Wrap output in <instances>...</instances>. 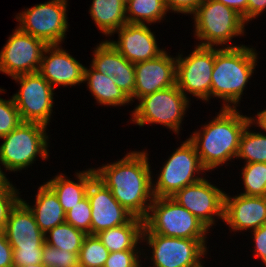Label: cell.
Here are the masks:
<instances>
[{
    "label": "cell",
    "instance_id": "1",
    "mask_svg": "<svg viewBox=\"0 0 266 267\" xmlns=\"http://www.w3.org/2000/svg\"><path fill=\"white\" fill-rule=\"evenodd\" d=\"M148 151H129L121 159L95 168L96 178L134 217L145 219L154 199Z\"/></svg>",
    "mask_w": 266,
    "mask_h": 267
},
{
    "label": "cell",
    "instance_id": "2",
    "mask_svg": "<svg viewBox=\"0 0 266 267\" xmlns=\"http://www.w3.org/2000/svg\"><path fill=\"white\" fill-rule=\"evenodd\" d=\"M250 121L251 116L243 115L237 108H221L188 137L208 172L235 161L241 135Z\"/></svg>",
    "mask_w": 266,
    "mask_h": 267
},
{
    "label": "cell",
    "instance_id": "3",
    "mask_svg": "<svg viewBox=\"0 0 266 267\" xmlns=\"http://www.w3.org/2000/svg\"><path fill=\"white\" fill-rule=\"evenodd\" d=\"M259 52L250 45L232 48L215 47V63L211 75V99H220L221 108H238L250 82ZM213 97V98H212Z\"/></svg>",
    "mask_w": 266,
    "mask_h": 267
},
{
    "label": "cell",
    "instance_id": "4",
    "mask_svg": "<svg viewBox=\"0 0 266 267\" xmlns=\"http://www.w3.org/2000/svg\"><path fill=\"white\" fill-rule=\"evenodd\" d=\"M191 16L194 20L193 37L198 40L196 45L216 48L244 45L231 44L234 37L242 38L247 34V24L234 9L215 0H203Z\"/></svg>",
    "mask_w": 266,
    "mask_h": 267
},
{
    "label": "cell",
    "instance_id": "5",
    "mask_svg": "<svg viewBox=\"0 0 266 267\" xmlns=\"http://www.w3.org/2000/svg\"><path fill=\"white\" fill-rule=\"evenodd\" d=\"M47 126L35 122H22L13 131L0 138V161L5 172H21L32 167L41 158L50 157V134ZM39 157V158H38Z\"/></svg>",
    "mask_w": 266,
    "mask_h": 267
},
{
    "label": "cell",
    "instance_id": "6",
    "mask_svg": "<svg viewBox=\"0 0 266 267\" xmlns=\"http://www.w3.org/2000/svg\"><path fill=\"white\" fill-rule=\"evenodd\" d=\"M143 234L208 239L210 230L172 197H154L144 219Z\"/></svg>",
    "mask_w": 266,
    "mask_h": 267
},
{
    "label": "cell",
    "instance_id": "7",
    "mask_svg": "<svg viewBox=\"0 0 266 267\" xmlns=\"http://www.w3.org/2000/svg\"><path fill=\"white\" fill-rule=\"evenodd\" d=\"M190 101L177 85H173L141 97L131 111L130 122L139 127L160 124L178 136Z\"/></svg>",
    "mask_w": 266,
    "mask_h": 267
},
{
    "label": "cell",
    "instance_id": "8",
    "mask_svg": "<svg viewBox=\"0 0 266 267\" xmlns=\"http://www.w3.org/2000/svg\"><path fill=\"white\" fill-rule=\"evenodd\" d=\"M207 239H186L159 234H142V245L150 251L146 256L143 248V258L151 260L150 267H205L203 258H207L209 246ZM149 248H147V247ZM145 250V251H144ZM145 255V256H144Z\"/></svg>",
    "mask_w": 266,
    "mask_h": 267
},
{
    "label": "cell",
    "instance_id": "9",
    "mask_svg": "<svg viewBox=\"0 0 266 267\" xmlns=\"http://www.w3.org/2000/svg\"><path fill=\"white\" fill-rule=\"evenodd\" d=\"M173 151L163 162L157 177L153 175L154 197H171L178 190L202 180L207 175L205 172L208 173L188 138Z\"/></svg>",
    "mask_w": 266,
    "mask_h": 267
},
{
    "label": "cell",
    "instance_id": "10",
    "mask_svg": "<svg viewBox=\"0 0 266 267\" xmlns=\"http://www.w3.org/2000/svg\"><path fill=\"white\" fill-rule=\"evenodd\" d=\"M68 1L49 0L24 8L15 15V20L19 23L17 27L43 40L47 45L63 44L70 26L67 16Z\"/></svg>",
    "mask_w": 266,
    "mask_h": 267
},
{
    "label": "cell",
    "instance_id": "11",
    "mask_svg": "<svg viewBox=\"0 0 266 267\" xmlns=\"http://www.w3.org/2000/svg\"><path fill=\"white\" fill-rule=\"evenodd\" d=\"M214 63L215 47L195 45L186 57L179 52L176 55V85L179 90L190 100L192 95L203 103H209Z\"/></svg>",
    "mask_w": 266,
    "mask_h": 267
},
{
    "label": "cell",
    "instance_id": "12",
    "mask_svg": "<svg viewBox=\"0 0 266 267\" xmlns=\"http://www.w3.org/2000/svg\"><path fill=\"white\" fill-rule=\"evenodd\" d=\"M12 79L20 85L12 97L22 122H35L48 127L54 114L55 89L39 72L21 74Z\"/></svg>",
    "mask_w": 266,
    "mask_h": 267
},
{
    "label": "cell",
    "instance_id": "13",
    "mask_svg": "<svg viewBox=\"0 0 266 267\" xmlns=\"http://www.w3.org/2000/svg\"><path fill=\"white\" fill-rule=\"evenodd\" d=\"M47 44L16 27L0 51V73L11 78L38 72Z\"/></svg>",
    "mask_w": 266,
    "mask_h": 267
},
{
    "label": "cell",
    "instance_id": "14",
    "mask_svg": "<svg viewBox=\"0 0 266 267\" xmlns=\"http://www.w3.org/2000/svg\"><path fill=\"white\" fill-rule=\"evenodd\" d=\"M205 177L178 190L171 197L196 216L210 231L224 218L225 191ZM218 219V220H216Z\"/></svg>",
    "mask_w": 266,
    "mask_h": 267
},
{
    "label": "cell",
    "instance_id": "15",
    "mask_svg": "<svg viewBox=\"0 0 266 267\" xmlns=\"http://www.w3.org/2000/svg\"><path fill=\"white\" fill-rule=\"evenodd\" d=\"M155 32L149 24H130L116 30L118 40L108 38L113 47L133 64L159 57L166 50L160 48Z\"/></svg>",
    "mask_w": 266,
    "mask_h": 267
},
{
    "label": "cell",
    "instance_id": "16",
    "mask_svg": "<svg viewBox=\"0 0 266 267\" xmlns=\"http://www.w3.org/2000/svg\"><path fill=\"white\" fill-rule=\"evenodd\" d=\"M87 197L91 205V234L128 223L134 216L128 212L96 177L90 182Z\"/></svg>",
    "mask_w": 266,
    "mask_h": 267
},
{
    "label": "cell",
    "instance_id": "17",
    "mask_svg": "<svg viewBox=\"0 0 266 267\" xmlns=\"http://www.w3.org/2000/svg\"><path fill=\"white\" fill-rule=\"evenodd\" d=\"M63 44L47 45L38 72L55 89L58 86L74 87L84 84L85 65H82Z\"/></svg>",
    "mask_w": 266,
    "mask_h": 267
},
{
    "label": "cell",
    "instance_id": "18",
    "mask_svg": "<svg viewBox=\"0 0 266 267\" xmlns=\"http://www.w3.org/2000/svg\"><path fill=\"white\" fill-rule=\"evenodd\" d=\"M223 222L235 234L266 224V197L225 193Z\"/></svg>",
    "mask_w": 266,
    "mask_h": 267
},
{
    "label": "cell",
    "instance_id": "19",
    "mask_svg": "<svg viewBox=\"0 0 266 267\" xmlns=\"http://www.w3.org/2000/svg\"><path fill=\"white\" fill-rule=\"evenodd\" d=\"M134 102L141 97L176 85V56L167 50L159 57L135 63Z\"/></svg>",
    "mask_w": 266,
    "mask_h": 267
},
{
    "label": "cell",
    "instance_id": "20",
    "mask_svg": "<svg viewBox=\"0 0 266 267\" xmlns=\"http://www.w3.org/2000/svg\"><path fill=\"white\" fill-rule=\"evenodd\" d=\"M4 233L12 248H43L45 244V234L21 200L11 209Z\"/></svg>",
    "mask_w": 266,
    "mask_h": 267
},
{
    "label": "cell",
    "instance_id": "21",
    "mask_svg": "<svg viewBox=\"0 0 266 267\" xmlns=\"http://www.w3.org/2000/svg\"><path fill=\"white\" fill-rule=\"evenodd\" d=\"M75 176L77 181L61 172L44 182L55 193L65 213L87 196L88 186L96 174L94 167H91L83 171L77 170Z\"/></svg>",
    "mask_w": 266,
    "mask_h": 267
},
{
    "label": "cell",
    "instance_id": "22",
    "mask_svg": "<svg viewBox=\"0 0 266 267\" xmlns=\"http://www.w3.org/2000/svg\"><path fill=\"white\" fill-rule=\"evenodd\" d=\"M34 197L35 203L33 204L28 203L29 200L22 199V197L20 200L31 210L36 223L44 234L65 222V212L57 196L44 182L38 186Z\"/></svg>",
    "mask_w": 266,
    "mask_h": 267
},
{
    "label": "cell",
    "instance_id": "23",
    "mask_svg": "<svg viewBox=\"0 0 266 267\" xmlns=\"http://www.w3.org/2000/svg\"><path fill=\"white\" fill-rule=\"evenodd\" d=\"M89 67V68H88ZM85 66L84 83L97 105L121 107L132 105L131 100L114 83V78L102 74L91 65Z\"/></svg>",
    "mask_w": 266,
    "mask_h": 267
},
{
    "label": "cell",
    "instance_id": "24",
    "mask_svg": "<svg viewBox=\"0 0 266 267\" xmlns=\"http://www.w3.org/2000/svg\"><path fill=\"white\" fill-rule=\"evenodd\" d=\"M144 220L133 217L128 223L99 232L97 237L109 252L143 250ZM141 248H140V247Z\"/></svg>",
    "mask_w": 266,
    "mask_h": 267
},
{
    "label": "cell",
    "instance_id": "25",
    "mask_svg": "<svg viewBox=\"0 0 266 267\" xmlns=\"http://www.w3.org/2000/svg\"><path fill=\"white\" fill-rule=\"evenodd\" d=\"M125 4L126 0H92L89 14L105 37L113 36L116 30L128 23Z\"/></svg>",
    "mask_w": 266,
    "mask_h": 267
},
{
    "label": "cell",
    "instance_id": "26",
    "mask_svg": "<svg viewBox=\"0 0 266 267\" xmlns=\"http://www.w3.org/2000/svg\"><path fill=\"white\" fill-rule=\"evenodd\" d=\"M126 20L130 24L154 25L164 21L168 10L164 0H126Z\"/></svg>",
    "mask_w": 266,
    "mask_h": 267
},
{
    "label": "cell",
    "instance_id": "27",
    "mask_svg": "<svg viewBox=\"0 0 266 267\" xmlns=\"http://www.w3.org/2000/svg\"><path fill=\"white\" fill-rule=\"evenodd\" d=\"M254 126V130H251ZM256 125L250 121L244 129L239 144V151L236 157L244 164L266 163V134L256 131Z\"/></svg>",
    "mask_w": 266,
    "mask_h": 267
},
{
    "label": "cell",
    "instance_id": "28",
    "mask_svg": "<svg viewBox=\"0 0 266 267\" xmlns=\"http://www.w3.org/2000/svg\"><path fill=\"white\" fill-rule=\"evenodd\" d=\"M93 49L90 65L95 70L110 77L120 71H127V59L107 39H102Z\"/></svg>",
    "mask_w": 266,
    "mask_h": 267
},
{
    "label": "cell",
    "instance_id": "29",
    "mask_svg": "<svg viewBox=\"0 0 266 267\" xmlns=\"http://www.w3.org/2000/svg\"><path fill=\"white\" fill-rule=\"evenodd\" d=\"M86 235L84 231L64 222L45 233V243L53 248L79 254Z\"/></svg>",
    "mask_w": 266,
    "mask_h": 267
},
{
    "label": "cell",
    "instance_id": "30",
    "mask_svg": "<svg viewBox=\"0 0 266 267\" xmlns=\"http://www.w3.org/2000/svg\"><path fill=\"white\" fill-rule=\"evenodd\" d=\"M241 180L245 196L266 197V163L243 164Z\"/></svg>",
    "mask_w": 266,
    "mask_h": 267
},
{
    "label": "cell",
    "instance_id": "31",
    "mask_svg": "<svg viewBox=\"0 0 266 267\" xmlns=\"http://www.w3.org/2000/svg\"><path fill=\"white\" fill-rule=\"evenodd\" d=\"M109 253L97 235L87 234L78 255L79 264L85 267H104Z\"/></svg>",
    "mask_w": 266,
    "mask_h": 267
},
{
    "label": "cell",
    "instance_id": "32",
    "mask_svg": "<svg viewBox=\"0 0 266 267\" xmlns=\"http://www.w3.org/2000/svg\"><path fill=\"white\" fill-rule=\"evenodd\" d=\"M0 94H5L6 89H1ZM4 99L0 96V138L6 136L13 131L20 123H22L19 111L15 105L14 99Z\"/></svg>",
    "mask_w": 266,
    "mask_h": 267
},
{
    "label": "cell",
    "instance_id": "33",
    "mask_svg": "<svg viewBox=\"0 0 266 267\" xmlns=\"http://www.w3.org/2000/svg\"><path fill=\"white\" fill-rule=\"evenodd\" d=\"M65 222L91 234V205L87 196L65 213Z\"/></svg>",
    "mask_w": 266,
    "mask_h": 267
},
{
    "label": "cell",
    "instance_id": "34",
    "mask_svg": "<svg viewBox=\"0 0 266 267\" xmlns=\"http://www.w3.org/2000/svg\"><path fill=\"white\" fill-rule=\"evenodd\" d=\"M78 255L65 249L53 248L46 243L43 246L42 263L46 267H72L79 263Z\"/></svg>",
    "mask_w": 266,
    "mask_h": 267
},
{
    "label": "cell",
    "instance_id": "35",
    "mask_svg": "<svg viewBox=\"0 0 266 267\" xmlns=\"http://www.w3.org/2000/svg\"><path fill=\"white\" fill-rule=\"evenodd\" d=\"M143 251L124 250L110 252L104 267H141L143 264Z\"/></svg>",
    "mask_w": 266,
    "mask_h": 267
},
{
    "label": "cell",
    "instance_id": "36",
    "mask_svg": "<svg viewBox=\"0 0 266 267\" xmlns=\"http://www.w3.org/2000/svg\"><path fill=\"white\" fill-rule=\"evenodd\" d=\"M17 186L0 187V230H4L11 209L20 200L22 195Z\"/></svg>",
    "mask_w": 266,
    "mask_h": 267
},
{
    "label": "cell",
    "instance_id": "37",
    "mask_svg": "<svg viewBox=\"0 0 266 267\" xmlns=\"http://www.w3.org/2000/svg\"><path fill=\"white\" fill-rule=\"evenodd\" d=\"M113 78L117 87L134 103L135 65L127 60V71H120Z\"/></svg>",
    "mask_w": 266,
    "mask_h": 267
},
{
    "label": "cell",
    "instance_id": "38",
    "mask_svg": "<svg viewBox=\"0 0 266 267\" xmlns=\"http://www.w3.org/2000/svg\"><path fill=\"white\" fill-rule=\"evenodd\" d=\"M13 249V266L23 267L29 264L42 263L43 248H12Z\"/></svg>",
    "mask_w": 266,
    "mask_h": 267
},
{
    "label": "cell",
    "instance_id": "39",
    "mask_svg": "<svg viewBox=\"0 0 266 267\" xmlns=\"http://www.w3.org/2000/svg\"><path fill=\"white\" fill-rule=\"evenodd\" d=\"M251 239L255 247L252 249L254 258L261 260L263 267H266V224H263L259 228L251 231Z\"/></svg>",
    "mask_w": 266,
    "mask_h": 267
},
{
    "label": "cell",
    "instance_id": "40",
    "mask_svg": "<svg viewBox=\"0 0 266 267\" xmlns=\"http://www.w3.org/2000/svg\"><path fill=\"white\" fill-rule=\"evenodd\" d=\"M203 0H164L166 8L170 13L178 15H192Z\"/></svg>",
    "mask_w": 266,
    "mask_h": 267
},
{
    "label": "cell",
    "instance_id": "41",
    "mask_svg": "<svg viewBox=\"0 0 266 267\" xmlns=\"http://www.w3.org/2000/svg\"><path fill=\"white\" fill-rule=\"evenodd\" d=\"M0 267H14L13 249L6 238L4 230H0Z\"/></svg>",
    "mask_w": 266,
    "mask_h": 267
},
{
    "label": "cell",
    "instance_id": "42",
    "mask_svg": "<svg viewBox=\"0 0 266 267\" xmlns=\"http://www.w3.org/2000/svg\"><path fill=\"white\" fill-rule=\"evenodd\" d=\"M266 12V0H248L247 3V25L253 19H257Z\"/></svg>",
    "mask_w": 266,
    "mask_h": 267
},
{
    "label": "cell",
    "instance_id": "43",
    "mask_svg": "<svg viewBox=\"0 0 266 267\" xmlns=\"http://www.w3.org/2000/svg\"><path fill=\"white\" fill-rule=\"evenodd\" d=\"M221 2L222 4L234 9L238 14H240L247 24V3L248 0H215Z\"/></svg>",
    "mask_w": 266,
    "mask_h": 267
},
{
    "label": "cell",
    "instance_id": "44",
    "mask_svg": "<svg viewBox=\"0 0 266 267\" xmlns=\"http://www.w3.org/2000/svg\"><path fill=\"white\" fill-rule=\"evenodd\" d=\"M251 121L256 125V127H259L257 129L264 131L266 134V108L257 112V114L253 117L251 115Z\"/></svg>",
    "mask_w": 266,
    "mask_h": 267
},
{
    "label": "cell",
    "instance_id": "45",
    "mask_svg": "<svg viewBox=\"0 0 266 267\" xmlns=\"http://www.w3.org/2000/svg\"><path fill=\"white\" fill-rule=\"evenodd\" d=\"M1 161H0V187L2 186H14L12 181L9 180V177H7L6 172L3 171V167H1Z\"/></svg>",
    "mask_w": 266,
    "mask_h": 267
},
{
    "label": "cell",
    "instance_id": "46",
    "mask_svg": "<svg viewBox=\"0 0 266 267\" xmlns=\"http://www.w3.org/2000/svg\"><path fill=\"white\" fill-rule=\"evenodd\" d=\"M23 267H46L43 263H38V264H29V265H26V266H23Z\"/></svg>",
    "mask_w": 266,
    "mask_h": 267
},
{
    "label": "cell",
    "instance_id": "47",
    "mask_svg": "<svg viewBox=\"0 0 266 267\" xmlns=\"http://www.w3.org/2000/svg\"><path fill=\"white\" fill-rule=\"evenodd\" d=\"M72 267H85V266H83V265H81V264H76V265H74V266H72Z\"/></svg>",
    "mask_w": 266,
    "mask_h": 267
}]
</instances>
